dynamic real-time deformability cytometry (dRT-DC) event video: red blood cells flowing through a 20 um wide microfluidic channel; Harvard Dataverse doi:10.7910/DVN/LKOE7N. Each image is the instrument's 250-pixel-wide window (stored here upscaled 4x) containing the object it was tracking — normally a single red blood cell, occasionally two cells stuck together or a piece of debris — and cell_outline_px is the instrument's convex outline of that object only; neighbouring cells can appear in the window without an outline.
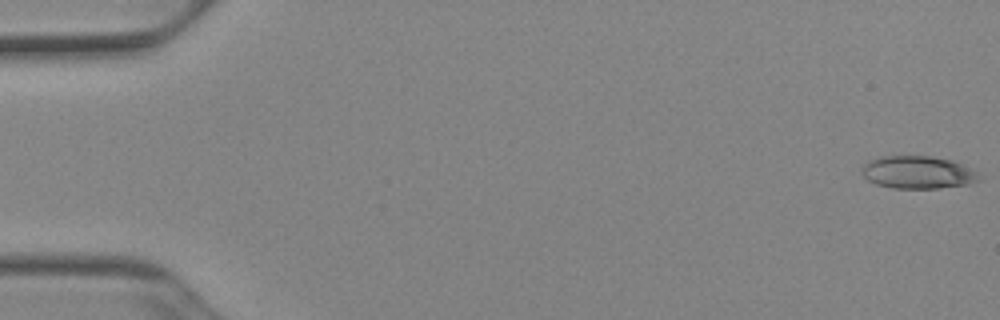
{"species": "Egyptian fruit bat (a non-hibernating species)", "species_latin": "Rousettus aegyptiacus", "temperature_condition": "cold", "stored_images_in_passage": 52, "camera_frame_rate_fps": 3000, "um_per_image_px": 0.085, "animal": {"sex": "female"}, "frame": {"image": 1, "passage_image": 1, "time_ms": 0.0, "image_size_px": [1000, 320], "cell_outline_px": [[980, 180], [968, 184], [940, 188], [892, 188], [876, 184], [868, 180], [860, 172], [864, 164], [868, 160], [880, 156], [928, 156], [952, 160], [964, 164], [976, 172]], "centroid_in_image_um": [77.99, 14.64], "position_along_channel_um": 7.0, "area_um2": 22.37}}
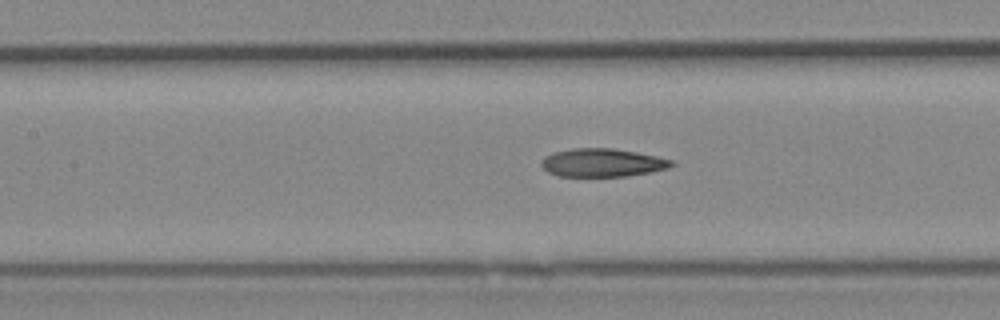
{"frame": {"image": 2, "passage_image": 24, "time_ms": 7.667, "image_size_px": [1000, 320], "cell_outline_px": [[676, 164], [668, 168], [652, 172], [628, 176], [560, 176], [548, 172], [540, 164], [540, 160], [544, 156], [556, 152], [572, 148], [612, 148], [636, 152], [656, 156], [672, 160]], "centroid_in_image_um": [51.21, 13.83], "position_along_channel_um": 156.2, "area_um2": 21.44}}
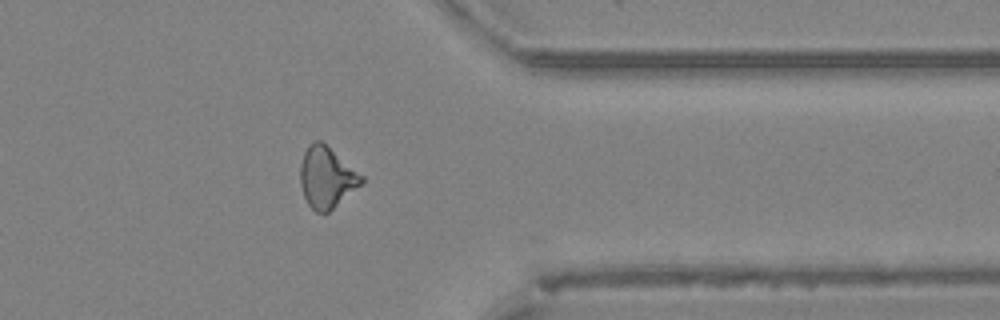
{"frame": {"image": 3, "passage_image": 42, "time_ms": 13.667, "image_size_px": [1000, 320], "cell_outline_px": [[364, 180], [360, 184], [328, 212], [316, 212], [308, 204], [304, 196], [300, 184], [300, 164], [304, 152], [308, 144], [312, 140], [320, 140], [364, 176]], "centroid_in_image_um": [27.72, 15.05], "position_along_channel_um": 383.7, "area_um2": 21.44}, "authors_computed_cell_mechanics": {"area_um2": 22.0218, "velocity_mm_per_s": 3.9422, "shape_relaxation_time_tau1_ms": 10.8158, "shape_relaxation_time_tau2_ms": 5.1889, "deformation_change_tau1": 0.2133, "deformation_change_tau2": 0.1511}}